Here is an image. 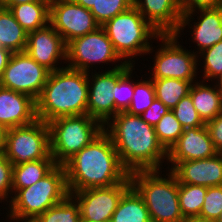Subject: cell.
I'll list each match as a JSON object with an SVG mask.
<instances>
[{
	"instance_id": "cell-19",
	"label": "cell",
	"mask_w": 222,
	"mask_h": 222,
	"mask_svg": "<svg viewBox=\"0 0 222 222\" xmlns=\"http://www.w3.org/2000/svg\"><path fill=\"white\" fill-rule=\"evenodd\" d=\"M37 120L36 100L31 96L0 86V125L6 130Z\"/></svg>"
},
{
	"instance_id": "cell-11",
	"label": "cell",
	"mask_w": 222,
	"mask_h": 222,
	"mask_svg": "<svg viewBox=\"0 0 222 222\" xmlns=\"http://www.w3.org/2000/svg\"><path fill=\"white\" fill-rule=\"evenodd\" d=\"M50 71L38 64L25 51L13 53L0 78V86L21 92L37 100Z\"/></svg>"
},
{
	"instance_id": "cell-14",
	"label": "cell",
	"mask_w": 222,
	"mask_h": 222,
	"mask_svg": "<svg viewBox=\"0 0 222 222\" xmlns=\"http://www.w3.org/2000/svg\"><path fill=\"white\" fill-rule=\"evenodd\" d=\"M131 187L128 177L124 182L109 187L84 189L71 195L79 204L81 219L110 222L122 195Z\"/></svg>"
},
{
	"instance_id": "cell-15",
	"label": "cell",
	"mask_w": 222,
	"mask_h": 222,
	"mask_svg": "<svg viewBox=\"0 0 222 222\" xmlns=\"http://www.w3.org/2000/svg\"><path fill=\"white\" fill-rule=\"evenodd\" d=\"M184 30L191 35L188 41L192 38L191 43L196 44L193 46L195 49L191 48L196 55L212 47L222 40V7L193 10L183 14L175 35L177 37L185 35Z\"/></svg>"
},
{
	"instance_id": "cell-20",
	"label": "cell",
	"mask_w": 222,
	"mask_h": 222,
	"mask_svg": "<svg viewBox=\"0 0 222 222\" xmlns=\"http://www.w3.org/2000/svg\"><path fill=\"white\" fill-rule=\"evenodd\" d=\"M133 5L160 34L178 30L183 14L177 0H133Z\"/></svg>"
},
{
	"instance_id": "cell-36",
	"label": "cell",
	"mask_w": 222,
	"mask_h": 222,
	"mask_svg": "<svg viewBox=\"0 0 222 222\" xmlns=\"http://www.w3.org/2000/svg\"><path fill=\"white\" fill-rule=\"evenodd\" d=\"M13 164L0 153V203L5 206L11 201L13 196L12 190ZM7 202V203H6Z\"/></svg>"
},
{
	"instance_id": "cell-12",
	"label": "cell",
	"mask_w": 222,
	"mask_h": 222,
	"mask_svg": "<svg viewBox=\"0 0 222 222\" xmlns=\"http://www.w3.org/2000/svg\"><path fill=\"white\" fill-rule=\"evenodd\" d=\"M131 66L125 63L114 70L88 72L87 114L103 126L115 116L114 85Z\"/></svg>"
},
{
	"instance_id": "cell-21",
	"label": "cell",
	"mask_w": 222,
	"mask_h": 222,
	"mask_svg": "<svg viewBox=\"0 0 222 222\" xmlns=\"http://www.w3.org/2000/svg\"><path fill=\"white\" fill-rule=\"evenodd\" d=\"M211 83L199 79L191 85L189 90L194 108L204 123L214 119L222 112V91L214 82Z\"/></svg>"
},
{
	"instance_id": "cell-30",
	"label": "cell",
	"mask_w": 222,
	"mask_h": 222,
	"mask_svg": "<svg viewBox=\"0 0 222 222\" xmlns=\"http://www.w3.org/2000/svg\"><path fill=\"white\" fill-rule=\"evenodd\" d=\"M137 65H132L117 81L113 88L115 115L119 112L127 111L134 94V84L138 81V76L135 68ZM134 71V72H133ZM137 79H134L135 76ZM133 78V79H132ZM135 80V81H134Z\"/></svg>"
},
{
	"instance_id": "cell-24",
	"label": "cell",
	"mask_w": 222,
	"mask_h": 222,
	"mask_svg": "<svg viewBox=\"0 0 222 222\" xmlns=\"http://www.w3.org/2000/svg\"><path fill=\"white\" fill-rule=\"evenodd\" d=\"M110 222H152L144 200L132 186L122 195Z\"/></svg>"
},
{
	"instance_id": "cell-23",
	"label": "cell",
	"mask_w": 222,
	"mask_h": 222,
	"mask_svg": "<svg viewBox=\"0 0 222 222\" xmlns=\"http://www.w3.org/2000/svg\"><path fill=\"white\" fill-rule=\"evenodd\" d=\"M28 33L16 21L8 8L0 6V47L12 53L24 52Z\"/></svg>"
},
{
	"instance_id": "cell-45",
	"label": "cell",
	"mask_w": 222,
	"mask_h": 222,
	"mask_svg": "<svg viewBox=\"0 0 222 222\" xmlns=\"http://www.w3.org/2000/svg\"><path fill=\"white\" fill-rule=\"evenodd\" d=\"M6 129L0 125V153L3 152L5 144Z\"/></svg>"
},
{
	"instance_id": "cell-48",
	"label": "cell",
	"mask_w": 222,
	"mask_h": 222,
	"mask_svg": "<svg viewBox=\"0 0 222 222\" xmlns=\"http://www.w3.org/2000/svg\"><path fill=\"white\" fill-rule=\"evenodd\" d=\"M7 0H0V6H2Z\"/></svg>"
},
{
	"instance_id": "cell-47",
	"label": "cell",
	"mask_w": 222,
	"mask_h": 222,
	"mask_svg": "<svg viewBox=\"0 0 222 222\" xmlns=\"http://www.w3.org/2000/svg\"><path fill=\"white\" fill-rule=\"evenodd\" d=\"M216 222H222V212L220 213L218 219L216 220Z\"/></svg>"
},
{
	"instance_id": "cell-1",
	"label": "cell",
	"mask_w": 222,
	"mask_h": 222,
	"mask_svg": "<svg viewBox=\"0 0 222 222\" xmlns=\"http://www.w3.org/2000/svg\"><path fill=\"white\" fill-rule=\"evenodd\" d=\"M104 130L129 173L162 170L166 166L168 151L159 142L154 126L140 115L119 112L104 126Z\"/></svg>"
},
{
	"instance_id": "cell-16",
	"label": "cell",
	"mask_w": 222,
	"mask_h": 222,
	"mask_svg": "<svg viewBox=\"0 0 222 222\" xmlns=\"http://www.w3.org/2000/svg\"><path fill=\"white\" fill-rule=\"evenodd\" d=\"M66 46L62 36L48 24L28 33L25 52L38 64L53 72L66 67Z\"/></svg>"
},
{
	"instance_id": "cell-2",
	"label": "cell",
	"mask_w": 222,
	"mask_h": 222,
	"mask_svg": "<svg viewBox=\"0 0 222 222\" xmlns=\"http://www.w3.org/2000/svg\"><path fill=\"white\" fill-rule=\"evenodd\" d=\"M69 194L124 182L129 172L122 166L109 134L103 130L65 164Z\"/></svg>"
},
{
	"instance_id": "cell-49",
	"label": "cell",
	"mask_w": 222,
	"mask_h": 222,
	"mask_svg": "<svg viewBox=\"0 0 222 222\" xmlns=\"http://www.w3.org/2000/svg\"><path fill=\"white\" fill-rule=\"evenodd\" d=\"M80 222H94V221H88V220H83V219H81Z\"/></svg>"
},
{
	"instance_id": "cell-41",
	"label": "cell",
	"mask_w": 222,
	"mask_h": 222,
	"mask_svg": "<svg viewBox=\"0 0 222 222\" xmlns=\"http://www.w3.org/2000/svg\"><path fill=\"white\" fill-rule=\"evenodd\" d=\"M4 221L8 222H41L38 217H6ZM8 219V220H7Z\"/></svg>"
},
{
	"instance_id": "cell-33",
	"label": "cell",
	"mask_w": 222,
	"mask_h": 222,
	"mask_svg": "<svg viewBox=\"0 0 222 222\" xmlns=\"http://www.w3.org/2000/svg\"><path fill=\"white\" fill-rule=\"evenodd\" d=\"M133 6V0H97L96 6L90 9L96 22L102 26L116 15Z\"/></svg>"
},
{
	"instance_id": "cell-22",
	"label": "cell",
	"mask_w": 222,
	"mask_h": 222,
	"mask_svg": "<svg viewBox=\"0 0 222 222\" xmlns=\"http://www.w3.org/2000/svg\"><path fill=\"white\" fill-rule=\"evenodd\" d=\"M51 2H29L20 5H2L8 8L16 21L27 32L44 28L49 24Z\"/></svg>"
},
{
	"instance_id": "cell-10",
	"label": "cell",
	"mask_w": 222,
	"mask_h": 222,
	"mask_svg": "<svg viewBox=\"0 0 222 222\" xmlns=\"http://www.w3.org/2000/svg\"><path fill=\"white\" fill-rule=\"evenodd\" d=\"M2 153L13 165L53 159L48 123L37 119L28 125L7 129Z\"/></svg>"
},
{
	"instance_id": "cell-17",
	"label": "cell",
	"mask_w": 222,
	"mask_h": 222,
	"mask_svg": "<svg viewBox=\"0 0 222 222\" xmlns=\"http://www.w3.org/2000/svg\"><path fill=\"white\" fill-rule=\"evenodd\" d=\"M218 153L205 125L185 128L178 141L168 151L165 169L171 171L180 161L206 159Z\"/></svg>"
},
{
	"instance_id": "cell-4",
	"label": "cell",
	"mask_w": 222,
	"mask_h": 222,
	"mask_svg": "<svg viewBox=\"0 0 222 222\" xmlns=\"http://www.w3.org/2000/svg\"><path fill=\"white\" fill-rule=\"evenodd\" d=\"M129 177L131 186L144 200L152 222L184 221L179 205L178 180L170 170L135 171Z\"/></svg>"
},
{
	"instance_id": "cell-3",
	"label": "cell",
	"mask_w": 222,
	"mask_h": 222,
	"mask_svg": "<svg viewBox=\"0 0 222 222\" xmlns=\"http://www.w3.org/2000/svg\"><path fill=\"white\" fill-rule=\"evenodd\" d=\"M88 72L64 67L50 72L36 100L37 119L46 123L65 116L87 114Z\"/></svg>"
},
{
	"instance_id": "cell-39",
	"label": "cell",
	"mask_w": 222,
	"mask_h": 222,
	"mask_svg": "<svg viewBox=\"0 0 222 222\" xmlns=\"http://www.w3.org/2000/svg\"><path fill=\"white\" fill-rule=\"evenodd\" d=\"M215 149L222 153V112L214 119L205 123Z\"/></svg>"
},
{
	"instance_id": "cell-28",
	"label": "cell",
	"mask_w": 222,
	"mask_h": 222,
	"mask_svg": "<svg viewBox=\"0 0 222 222\" xmlns=\"http://www.w3.org/2000/svg\"><path fill=\"white\" fill-rule=\"evenodd\" d=\"M41 222H80L81 214L76 199L68 194L61 202L38 216Z\"/></svg>"
},
{
	"instance_id": "cell-27",
	"label": "cell",
	"mask_w": 222,
	"mask_h": 222,
	"mask_svg": "<svg viewBox=\"0 0 222 222\" xmlns=\"http://www.w3.org/2000/svg\"><path fill=\"white\" fill-rule=\"evenodd\" d=\"M207 187L178 183V198L184 218L200 216Z\"/></svg>"
},
{
	"instance_id": "cell-26",
	"label": "cell",
	"mask_w": 222,
	"mask_h": 222,
	"mask_svg": "<svg viewBox=\"0 0 222 222\" xmlns=\"http://www.w3.org/2000/svg\"><path fill=\"white\" fill-rule=\"evenodd\" d=\"M155 96L169 109H173L178 102L189 94L191 85L195 81H185L174 78L152 79Z\"/></svg>"
},
{
	"instance_id": "cell-43",
	"label": "cell",
	"mask_w": 222,
	"mask_h": 222,
	"mask_svg": "<svg viewBox=\"0 0 222 222\" xmlns=\"http://www.w3.org/2000/svg\"><path fill=\"white\" fill-rule=\"evenodd\" d=\"M72 1L89 10L92 8V6H96L97 4V0H72Z\"/></svg>"
},
{
	"instance_id": "cell-13",
	"label": "cell",
	"mask_w": 222,
	"mask_h": 222,
	"mask_svg": "<svg viewBox=\"0 0 222 222\" xmlns=\"http://www.w3.org/2000/svg\"><path fill=\"white\" fill-rule=\"evenodd\" d=\"M49 24L62 36L66 45L100 27L89 9L72 0L51 1Z\"/></svg>"
},
{
	"instance_id": "cell-35",
	"label": "cell",
	"mask_w": 222,
	"mask_h": 222,
	"mask_svg": "<svg viewBox=\"0 0 222 222\" xmlns=\"http://www.w3.org/2000/svg\"><path fill=\"white\" fill-rule=\"evenodd\" d=\"M222 212V185L207 187L205 200L200 211V216L217 220Z\"/></svg>"
},
{
	"instance_id": "cell-42",
	"label": "cell",
	"mask_w": 222,
	"mask_h": 222,
	"mask_svg": "<svg viewBox=\"0 0 222 222\" xmlns=\"http://www.w3.org/2000/svg\"><path fill=\"white\" fill-rule=\"evenodd\" d=\"M52 0H7L3 5H20L29 2H51Z\"/></svg>"
},
{
	"instance_id": "cell-31",
	"label": "cell",
	"mask_w": 222,
	"mask_h": 222,
	"mask_svg": "<svg viewBox=\"0 0 222 222\" xmlns=\"http://www.w3.org/2000/svg\"><path fill=\"white\" fill-rule=\"evenodd\" d=\"M144 75L146 78H144ZM142 75L140 80L134 84V94L130 107L126 112L133 115H141L153 103L155 96V87L152 79L147 78V72ZM143 78V79H142Z\"/></svg>"
},
{
	"instance_id": "cell-32",
	"label": "cell",
	"mask_w": 222,
	"mask_h": 222,
	"mask_svg": "<svg viewBox=\"0 0 222 222\" xmlns=\"http://www.w3.org/2000/svg\"><path fill=\"white\" fill-rule=\"evenodd\" d=\"M157 138L162 146L169 151L178 141L184 128L174 116L172 110H169L159 122L154 126Z\"/></svg>"
},
{
	"instance_id": "cell-8",
	"label": "cell",
	"mask_w": 222,
	"mask_h": 222,
	"mask_svg": "<svg viewBox=\"0 0 222 222\" xmlns=\"http://www.w3.org/2000/svg\"><path fill=\"white\" fill-rule=\"evenodd\" d=\"M48 126L51 156L57 165H64L104 130L88 114L59 117L48 122Z\"/></svg>"
},
{
	"instance_id": "cell-38",
	"label": "cell",
	"mask_w": 222,
	"mask_h": 222,
	"mask_svg": "<svg viewBox=\"0 0 222 222\" xmlns=\"http://www.w3.org/2000/svg\"><path fill=\"white\" fill-rule=\"evenodd\" d=\"M182 14L193 10L222 7V0H177Z\"/></svg>"
},
{
	"instance_id": "cell-44",
	"label": "cell",
	"mask_w": 222,
	"mask_h": 222,
	"mask_svg": "<svg viewBox=\"0 0 222 222\" xmlns=\"http://www.w3.org/2000/svg\"><path fill=\"white\" fill-rule=\"evenodd\" d=\"M183 222H216L212 219L203 218L201 216H193L185 218Z\"/></svg>"
},
{
	"instance_id": "cell-18",
	"label": "cell",
	"mask_w": 222,
	"mask_h": 222,
	"mask_svg": "<svg viewBox=\"0 0 222 222\" xmlns=\"http://www.w3.org/2000/svg\"><path fill=\"white\" fill-rule=\"evenodd\" d=\"M171 172L178 183L205 187L222 185V153L206 159L180 161Z\"/></svg>"
},
{
	"instance_id": "cell-46",
	"label": "cell",
	"mask_w": 222,
	"mask_h": 222,
	"mask_svg": "<svg viewBox=\"0 0 222 222\" xmlns=\"http://www.w3.org/2000/svg\"><path fill=\"white\" fill-rule=\"evenodd\" d=\"M213 82L222 91V73Z\"/></svg>"
},
{
	"instance_id": "cell-34",
	"label": "cell",
	"mask_w": 222,
	"mask_h": 222,
	"mask_svg": "<svg viewBox=\"0 0 222 222\" xmlns=\"http://www.w3.org/2000/svg\"><path fill=\"white\" fill-rule=\"evenodd\" d=\"M171 110L184 129L191 127H203L205 125L199 117L197 110L194 108L193 101L189 94L182 98Z\"/></svg>"
},
{
	"instance_id": "cell-5",
	"label": "cell",
	"mask_w": 222,
	"mask_h": 222,
	"mask_svg": "<svg viewBox=\"0 0 222 222\" xmlns=\"http://www.w3.org/2000/svg\"><path fill=\"white\" fill-rule=\"evenodd\" d=\"M101 27L119 57L125 63L138 66L137 58L141 56L142 60L145 59L144 56L160 35L134 5L108 20Z\"/></svg>"
},
{
	"instance_id": "cell-40",
	"label": "cell",
	"mask_w": 222,
	"mask_h": 222,
	"mask_svg": "<svg viewBox=\"0 0 222 222\" xmlns=\"http://www.w3.org/2000/svg\"><path fill=\"white\" fill-rule=\"evenodd\" d=\"M12 54L13 53L10 50L0 47V78L3 75Z\"/></svg>"
},
{
	"instance_id": "cell-37",
	"label": "cell",
	"mask_w": 222,
	"mask_h": 222,
	"mask_svg": "<svg viewBox=\"0 0 222 222\" xmlns=\"http://www.w3.org/2000/svg\"><path fill=\"white\" fill-rule=\"evenodd\" d=\"M169 110L171 109L165 106L162 101L155 98L150 107L145 110L140 117L148 124L155 126Z\"/></svg>"
},
{
	"instance_id": "cell-7",
	"label": "cell",
	"mask_w": 222,
	"mask_h": 222,
	"mask_svg": "<svg viewBox=\"0 0 222 222\" xmlns=\"http://www.w3.org/2000/svg\"><path fill=\"white\" fill-rule=\"evenodd\" d=\"M156 40L155 43L159 42V45L154 47V44H152L146 53V55L150 56L151 53L155 52L153 57H149V59L153 58L152 66L145 65L149 67L146 69H149L147 77L150 79L174 78L185 81L199 80L198 55L191 51V49L189 50L184 47L182 38L177 37L175 34H160Z\"/></svg>"
},
{
	"instance_id": "cell-25",
	"label": "cell",
	"mask_w": 222,
	"mask_h": 222,
	"mask_svg": "<svg viewBox=\"0 0 222 222\" xmlns=\"http://www.w3.org/2000/svg\"><path fill=\"white\" fill-rule=\"evenodd\" d=\"M57 164L54 159H39L13 165V195L22 188L29 187L46 176Z\"/></svg>"
},
{
	"instance_id": "cell-6",
	"label": "cell",
	"mask_w": 222,
	"mask_h": 222,
	"mask_svg": "<svg viewBox=\"0 0 222 222\" xmlns=\"http://www.w3.org/2000/svg\"><path fill=\"white\" fill-rule=\"evenodd\" d=\"M69 194L64 165H56L33 185L19 189L11 201L1 208L7 217H38Z\"/></svg>"
},
{
	"instance_id": "cell-29",
	"label": "cell",
	"mask_w": 222,
	"mask_h": 222,
	"mask_svg": "<svg viewBox=\"0 0 222 222\" xmlns=\"http://www.w3.org/2000/svg\"><path fill=\"white\" fill-rule=\"evenodd\" d=\"M198 66L201 80L213 82L222 73V40L198 54Z\"/></svg>"
},
{
	"instance_id": "cell-9",
	"label": "cell",
	"mask_w": 222,
	"mask_h": 222,
	"mask_svg": "<svg viewBox=\"0 0 222 222\" xmlns=\"http://www.w3.org/2000/svg\"><path fill=\"white\" fill-rule=\"evenodd\" d=\"M105 64L109 65L107 69L103 67ZM124 64L101 26L93 32L73 39L66 46V67L70 69L91 72L97 71L98 68V71H103L101 68H105V71H109Z\"/></svg>"
}]
</instances>
